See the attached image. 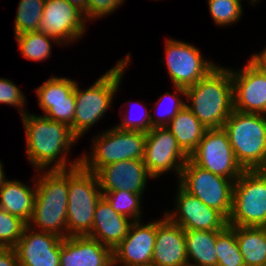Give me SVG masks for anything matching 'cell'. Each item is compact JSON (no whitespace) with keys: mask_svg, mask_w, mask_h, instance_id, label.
Returning <instances> with one entry per match:
<instances>
[{"mask_svg":"<svg viewBox=\"0 0 266 266\" xmlns=\"http://www.w3.org/2000/svg\"><path fill=\"white\" fill-rule=\"evenodd\" d=\"M34 114L27 111L21 116L25 132V154L34 170H65L80 165L81 154L73 160L69 157L71 149L79 140L71 128L42 114Z\"/></svg>","mask_w":266,"mask_h":266,"instance_id":"cell-1","label":"cell"},{"mask_svg":"<svg viewBox=\"0 0 266 266\" xmlns=\"http://www.w3.org/2000/svg\"><path fill=\"white\" fill-rule=\"evenodd\" d=\"M186 107L207 128H222L234 110L231 69L218 65L186 88Z\"/></svg>","mask_w":266,"mask_h":266,"instance_id":"cell-2","label":"cell"},{"mask_svg":"<svg viewBox=\"0 0 266 266\" xmlns=\"http://www.w3.org/2000/svg\"><path fill=\"white\" fill-rule=\"evenodd\" d=\"M123 57L86 89H81L77 81L75 85L74 135L79 140L88 131L90 132L91 127L93 128L99 120H102L105 113L112 107L117 91L119 92V86L124 80L125 71L132 61L130 53Z\"/></svg>","mask_w":266,"mask_h":266,"instance_id":"cell-3","label":"cell"},{"mask_svg":"<svg viewBox=\"0 0 266 266\" xmlns=\"http://www.w3.org/2000/svg\"><path fill=\"white\" fill-rule=\"evenodd\" d=\"M36 194L28 226L67 238L68 169L35 171Z\"/></svg>","mask_w":266,"mask_h":266,"instance_id":"cell-4","label":"cell"},{"mask_svg":"<svg viewBox=\"0 0 266 266\" xmlns=\"http://www.w3.org/2000/svg\"><path fill=\"white\" fill-rule=\"evenodd\" d=\"M223 128L244 170L266 167V115L233 110Z\"/></svg>","mask_w":266,"mask_h":266,"instance_id":"cell-5","label":"cell"},{"mask_svg":"<svg viewBox=\"0 0 266 266\" xmlns=\"http://www.w3.org/2000/svg\"><path fill=\"white\" fill-rule=\"evenodd\" d=\"M102 197L94 172L81 164L68 169V236H85L91 232L95 209Z\"/></svg>","mask_w":266,"mask_h":266,"instance_id":"cell-6","label":"cell"},{"mask_svg":"<svg viewBox=\"0 0 266 266\" xmlns=\"http://www.w3.org/2000/svg\"><path fill=\"white\" fill-rule=\"evenodd\" d=\"M96 134L91 137L90 152L81 154L80 164L88 171L96 173L114 162L143 159L146 133L122 130L114 125Z\"/></svg>","mask_w":266,"mask_h":266,"instance_id":"cell-7","label":"cell"},{"mask_svg":"<svg viewBox=\"0 0 266 266\" xmlns=\"http://www.w3.org/2000/svg\"><path fill=\"white\" fill-rule=\"evenodd\" d=\"M228 226L266 227V173L244 170L234 182Z\"/></svg>","mask_w":266,"mask_h":266,"instance_id":"cell-8","label":"cell"},{"mask_svg":"<svg viewBox=\"0 0 266 266\" xmlns=\"http://www.w3.org/2000/svg\"><path fill=\"white\" fill-rule=\"evenodd\" d=\"M234 182L200 168L190 159L186 161L177 180L185 191L208 207L220 211L227 219L232 210Z\"/></svg>","mask_w":266,"mask_h":266,"instance_id":"cell-9","label":"cell"},{"mask_svg":"<svg viewBox=\"0 0 266 266\" xmlns=\"http://www.w3.org/2000/svg\"><path fill=\"white\" fill-rule=\"evenodd\" d=\"M165 66L171 84L187 88L207 76L217 63L204 57L200 49L188 42L173 37L165 39Z\"/></svg>","mask_w":266,"mask_h":266,"instance_id":"cell-10","label":"cell"},{"mask_svg":"<svg viewBox=\"0 0 266 266\" xmlns=\"http://www.w3.org/2000/svg\"><path fill=\"white\" fill-rule=\"evenodd\" d=\"M189 159L200 168L232 181H236L244 171L223 127L206 129Z\"/></svg>","mask_w":266,"mask_h":266,"instance_id":"cell-11","label":"cell"},{"mask_svg":"<svg viewBox=\"0 0 266 266\" xmlns=\"http://www.w3.org/2000/svg\"><path fill=\"white\" fill-rule=\"evenodd\" d=\"M188 159L166 126L153 127L146 133L143 161L155 180L171 171L178 180Z\"/></svg>","mask_w":266,"mask_h":266,"instance_id":"cell-12","label":"cell"},{"mask_svg":"<svg viewBox=\"0 0 266 266\" xmlns=\"http://www.w3.org/2000/svg\"><path fill=\"white\" fill-rule=\"evenodd\" d=\"M87 23L84 14L67 0H45L37 32L49 35L68 47L84 38Z\"/></svg>","mask_w":266,"mask_h":266,"instance_id":"cell-13","label":"cell"},{"mask_svg":"<svg viewBox=\"0 0 266 266\" xmlns=\"http://www.w3.org/2000/svg\"><path fill=\"white\" fill-rule=\"evenodd\" d=\"M176 184L174 210L164 212L172 222L184 230L223 231L228 226V219L220 211L208 207Z\"/></svg>","mask_w":266,"mask_h":266,"instance_id":"cell-14","label":"cell"},{"mask_svg":"<svg viewBox=\"0 0 266 266\" xmlns=\"http://www.w3.org/2000/svg\"><path fill=\"white\" fill-rule=\"evenodd\" d=\"M77 80L53 76L36 89L37 104L42 115L69 126L74 134L75 85Z\"/></svg>","mask_w":266,"mask_h":266,"instance_id":"cell-15","label":"cell"},{"mask_svg":"<svg viewBox=\"0 0 266 266\" xmlns=\"http://www.w3.org/2000/svg\"><path fill=\"white\" fill-rule=\"evenodd\" d=\"M151 220L130 224L127 236L113 249L114 266L151 264L156 241V220Z\"/></svg>","mask_w":266,"mask_h":266,"instance_id":"cell-16","label":"cell"},{"mask_svg":"<svg viewBox=\"0 0 266 266\" xmlns=\"http://www.w3.org/2000/svg\"><path fill=\"white\" fill-rule=\"evenodd\" d=\"M95 174L102 192L125 190L144 195L147 181L155 180L143 159L114 162L101 167Z\"/></svg>","mask_w":266,"mask_h":266,"instance_id":"cell-17","label":"cell"},{"mask_svg":"<svg viewBox=\"0 0 266 266\" xmlns=\"http://www.w3.org/2000/svg\"><path fill=\"white\" fill-rule=\"evenodd\" d=\"M60 236L26 226L13 247L18 263L23 266H60Z\"/></svg>","mask_w":266,"mask_h":266,"instance_id":"cell-18","label":"cell"},{"mask_svg":"<svg viewBox=\"0 0 266 266\" xmlns=\"http://www.w3.org/2000/svg\"><path fill=\"white\" fill-rule=\"evenodd\" d=\"M240 68H230L234 110L266 115L265 78L248 60Z\"/></svg>","mask_w":266,"mask_h":266,"instance_id":"cell-19","label":"cell"},{"mask_svg":"<svg viewBox=\"0 0 266 266\" xmlns=\"http://www.w3.org/2000/svg\"><path fill=\"white\" fill-rule=\"evenodd\" d=\"M155 266H188L185 230L164 213L156 220V241L152 262Z\"/></svg>","mask_w":266,"mask_h":266,"instance_id":"cell-20","label":"cell"},{"mask_svg":"<svg viewBox=\"0 0 266 266\" xmlns=\"http://www.w3.org/2000/svg\"><path fill=\"white\" fill-rule=\"evenodd\" d=\"M60 266H114L113 250L87 235L68 236L62 239Z\"/></svg>","mask_w":266,"mask_h":266,"instance_id":"cell-21","label":"cell"},{"mask_svg":"<svg viewBox=\"0 0 266 266\" xmlns=\"http://www.w3.org/2000/svg\"><path fill=\"white\" fill-rule=\"evenodd\" d=\"M133 221L117 213L102 197L97 203L91 232L87 235L112 250L127 236Z\"/></svg>","mask_w":266,"mask_h":266,"instance_id":"cell-22","label":"cell"},{"mask_svg":"<svg viewBox=\"0 0 266 266\" xmlns=\"http://www.w3.org/2000/svg\"><path fill=\"white\" fill-rule=\"evenodd\" d=\"M30 181H34L33 185H27V182L23 183L19 179L9 180L0 188V208L6 210L11 215L17 216L27 224L30 222L34 200L36 194V180L31 177Z\"/></svg>","mask_w":266,"mask_h":266,"instance_id":"cell-23","label":"cell"},{"mask_svg":"<svg viewBox=\"0 0 266 266\" xmlns=\"http://www.w3.org/2000/svg\"><path fill=\"white\" fill-rule=\"evenodd\" d=\"M166 127L188 157L195 151L207 129L186 106Z\"/></svg>","mask_w":266,"mask_h":266,"instance_id":"cell-24","label":"cell"},{"mask_svg":"<svg viewBox=\"0 0 266 266\" xmlns=\"http://www.w3.org/2000/svg\"><path fill=\"white\" fill-rule=\"evenodd\" d=\"M220 232L185 230L188 266H217L215 244Z\"/></svg>","mask_w":266,"mask_h":266,"instance_id":"cell-25","label":"cell"},{"mask_svg":"<svg viewBox=\"0 0 266 266\" xmlns=\"http://www.w3.org/2000/svg\"><path fill=\"white\" fill-rule=\"evenodd\" d=\"M245 266H266V227L230 226Z\"/></svg>","mask_w":266,"mask_h":266,"instance_id":"cell-26","label":"cell"},{"mask_svg":"<svg viewBox=\"0 0 266 266\" xmlns=\"http://www.w3.org/2000/svg\"><path fill=\"white\" fill-rule=\"evenodd\" d=\"M14 37L22 57L34 62L48 60L54 44L62 46L56 39L40 32H28Z\"/></svg>","mask_w":266,"mask_h":266,"instance_id":"cell-27","label":"cell"},{"mask_svg":"<svg viewBox=\"0 0 266 266\" xmlns=\"http://www.w3.org/2000/svg\"><path fill=\"white\" fill-rule=\"evenodd\" d=\"M172 93L166 91L154 103L153 109L155 111L154 114L151 113V129L167 126L177 113L186 106L185 88L174 86Z\"/></svg>","mask_w":266,"mask_h":266,"instance_id":"cell-28","label":"cell"},{"mask_svg":"<svg viewBox=\"0 0 266 266\" xmlns=\"http://www.w3.org/2000/svg\"><path fill=\"white\" fill-rule=\"evenodd\" d=\"M45 0H19L14 20V35L37 32Z\"/></svg>","mask_w":266,"mask_h":266,"instance_id":"cell-29","label":"cell"},{"mask_svg":"<svg viewBox=\"0 0 266 266\" xmlns=\"http://www.w3.org/2000/svg\"><path fill=\"white\" fill-rule=\"evenodd\" d=\"M102 194L117 213L128 217L132 221L143 219V195L125 190L102 192Z\"/></svg>","mask_w":266,"mask_h":266,"instance_id":"cell-30","label":"cell"},{"mask_svg":"<svg viewBox=\"0 0 266 266\" xmlns=\"http://www.w3.org/2000/svg\"><path fill=\"white\" fill-rule=\"evenodd\" d=\"M217 266H245L235 231L227 226L216 236Z\"/></svg>","mask_w":266,"mask_h":266,"instance_id":"cell-31","label":"cell"},{"mask_svg":"<svg viewBox=\"0 0 266 266\" xmlns=\"http://www.w3.org/2000/svg\"><path fill=\"white\" fill-rule=\"evenodd\" d=\"M209 15L215 25L225 28L237 24L243 16L240 0H207Z\"/></svg>","mask_w":266,"mask_h":266,"instance_id":"cell-32","label":"cell"},{"mask_svg":"<svg viewBox=\"0 0 266 266\" xmlns=\"http://www.w3.org/2000/svg\"><path fill=\"white\" fill-rule=\"evenodd\" d=\"M28 224L0 208V247L13 248Z\"/></svg>","mask_w":266,"mask_h":266,"instance_id":"cell-33","label":"cell"},{"mask_svg":"<svg viewBox=\"0 0 266 266\" xmlns=\"http://www.w3.org/2000/svg\"><path fill=\"white\" fill-rule=\"evenodd\" d=\"M135 103L137 106L135 105ZM135 103H134V105H135L134 108H136V107H138V109H140V108L146 109L147 108L145 106V104H143L144 102L136 101ZM130 107H133V105H131ZM125 108H127L126 109L127 111H124L123 114L120 115V116H122L121 117L122 119H120L121 120L120 123L115 124V126L117 128L122 129V130L140 131V132H144V133H147L151 129V113H150V111H148L147 109L146 110L140 109L141 113L140 112L138 113L140 115L137 114V116H136L133 112L134 108L131 109L128 106L127 107L125 106ZM131 112H133V113H131Z\"/></svg>","mask_w":266,"mask_h":266,"instance_id":"cell-34","label":"cell"},{"mask_svg":"<svg viewBox=\"0 0 266 266\" xmlns=\"http://www.w3.org/2000/svg\"><path fill=\"white\" fill-rule=\"evenodd\" d=\"M6 104L14 106L19 110L20 115H24L28 110L26 109V95L20 87L8 78H0V105Z\"/></svg>","mask_w":266,"mask_h":266,"instance_id":"cell-35","label":"cell"},{"mask_svg":"<svg viewBox=\"0 0 266 266\" xmlns=\"http://www.w3.org/2000/svg\"><path fill=\"white\" fill-rule=\"evenodd\" d=\"M124 2L125 0H87V22L114 14Z\"/></svg>","mask_w":266,"mask_h":266,"instance_id":"cell-36","label":"cell"},{"mask_svg":"<svg viewBox=\"0 0 266 266\" xmlns=\"http://www.w3.org/2000/svg\"><path fill=\"white\" fill-rule=\"evenodd\" d=\"M18 264L14 248L0 247V266H17Z\"/></svg>","mask_w":266,"mask_h":266,"instance_id":"cell-37","label":"cell"},{"mask_svg":"<svg viewBox=\"0 0 266 266\" xmlns=\"http://www.w3.org/2000/svg\"><path fill=\"white\" fill-rule=\"evenodd\" d=\"M248 61L263 75L266 82V63L256 54H252Z\"/></svg>","mask_w":266,"mask_h":266,"instance_id":"cell-38","label":"cell"},{"mask_svg":"<svg viewBox=\"0 0 266 266\" xmlns=\"http://www.w3.org/2000/svg\"><path fill=\"white\" fill-rule=\"evenodd\" d=\"M71 5L80 10L87 21V0H67Z\"/></svg>","mask_w":266,"mask_h":266,"instance_id":"cell-39","label":"cell"},{"mask_svg":"<svg viewBox=\"0 0 266 266\" xmlns=\"http://www.w3.org/2000/svg\"><path fill=\"white\" fill-rule=\"evenodd\" d=\"M3 164L4 163H2V161L0 160V188L5 183V181L8 179V177L5 176L6 172H5V169H4V165Z\"/></svg>","mask_w":266,"mask_h":266,"instance_id":"cell-40","label":"cell"},{"mask_svg":"<svg viewBox=\"0 0 266 266\" xmlns=\"http://www.w3.org/2000/svg\"><path fill=\"white\" fill-rule=\"evenodd\" d=\"M266 63V46L261 49V52L256 53Z\"/></svg>","mask_w":266,"mask_h":266,"instance_id":"cell-41","label":"cell"},{"mask_svg":"<svg viewBox=\"0 0 266 266\" xmlns=\"http://www.w3.org/2000/svg\"><path fill=\"white\" fill-rule=\"evenodd\" d=\"M240 1L242 2L244 0H240ZM259 1L260 0H249L250 4L253 5V6L257 5Z\"/></svg>","mask_w":266,"mask_h":266,"instance_id":"cell-42","label":"cell"},{"mask_svg":"<svg viewBox=\"0 0 266 266\" xmlns=\"http://www.w3.org/2000/svg\"><path fill=\"white\" fill-rule=\"evenodd\" d=\"M140 266H155V265H153V264H149V265H140Z\"/></svg>","mask_w":266,"mask_h":266,"instance_id":"cell-43","label":"cell"}]
</instances>
